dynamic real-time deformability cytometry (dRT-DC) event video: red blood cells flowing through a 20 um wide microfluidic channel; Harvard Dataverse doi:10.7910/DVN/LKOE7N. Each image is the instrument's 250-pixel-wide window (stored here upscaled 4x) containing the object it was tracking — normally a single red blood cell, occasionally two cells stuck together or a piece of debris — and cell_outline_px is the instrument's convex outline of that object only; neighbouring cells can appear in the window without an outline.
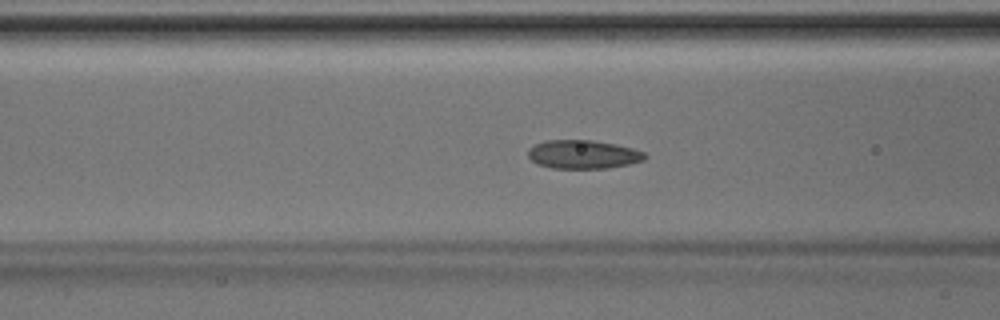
{"species": "Egyptian fruit bat (a non-hibernating species)", "species_latin": "Rousettus aegyptiacus", "temperature_condition": "room temperature", "stored_images_in_passage": 47, "camera_frame_rate_fps": 3000, "um_per_image_px": 0.085, "animal": {"sex": "male"}, "frame": {"image": 1, "passage_image": 19, "time_ms": 6.0, "image_size_px": [1000, 320], "cell_outline_px": [[648, 156], [644, 160], [628, 164], [608, 168], [552, 168], [536, 164], [528, 156], [528, 148], [532, 144], [544, 140], [592, 140], [616, 144], [632, 148], [644, 152]], "centroid_in_image_um": [49.53, 13.11], "position_along_channel_um": 117.1, "area_um2": 19.65}}
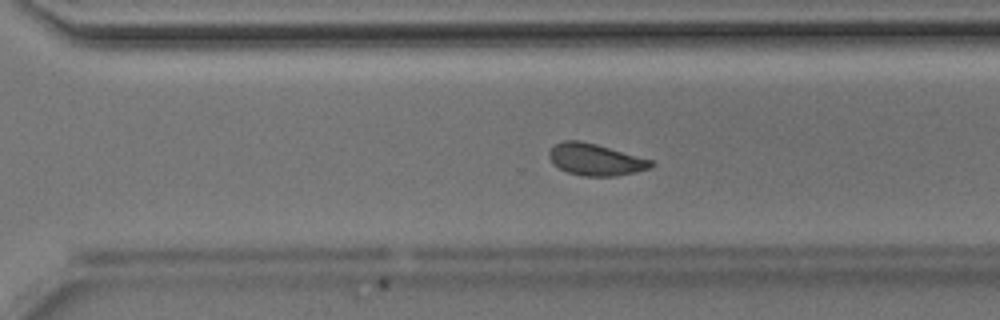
{"frame": {"image": 2, "passage_image": 33, "time_ms": 10.667, "image_size_px": [1000, 320], "cell_outline_px": [[656, 164], [648, 168], [636, 172], [616, 176], [584, 176], [568, 172], [552, 164], [548, 156], [548, 152], [556, 144], [564, 140], [580, 140], [596, 144], [652, 160]], "centroid_in_image_um": [50.6, 13.56], "position_along_channel_um": 320.0, "area_um2": 18.79}}
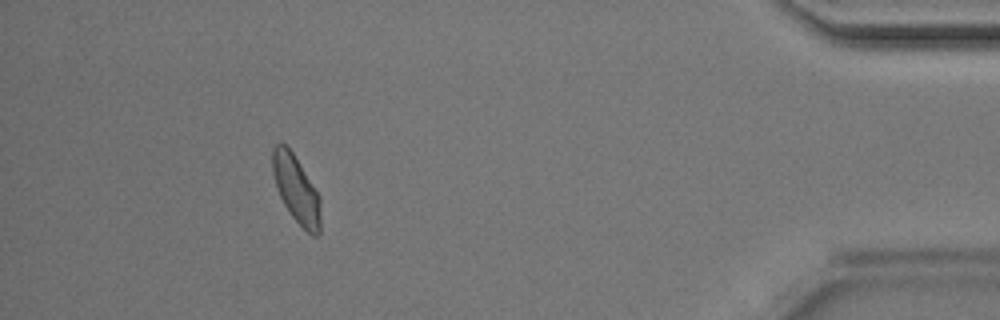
{"frame": {"image": 3, "passage_image": 43, "time_ms": 14.0, "image_size_px": [1000, 320], "cell_outline_px": [[320, 232], [316, 236], [312, 236], [292, 216], [284, 204], [280, 196], [272, 172], [272, 148], [276, 144], [284, 144], [292, 152], [320, 196]], "centroid_in_image_um": [25.18, 16.09], "position_along_channel_um": 410.0, "area_um2": 18.5}}